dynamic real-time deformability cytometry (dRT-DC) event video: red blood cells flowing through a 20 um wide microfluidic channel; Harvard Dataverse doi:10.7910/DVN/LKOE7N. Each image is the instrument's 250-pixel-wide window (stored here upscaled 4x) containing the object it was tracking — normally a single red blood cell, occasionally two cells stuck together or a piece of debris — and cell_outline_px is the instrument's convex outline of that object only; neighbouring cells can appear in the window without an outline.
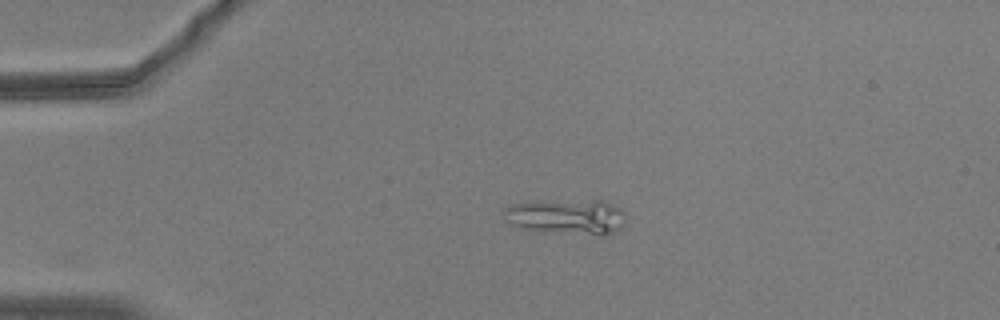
{"species": "common noctule bat (a hibernating species)", "species_latin": "Nyctalus noctula", "temperature_condition": "warm", "stored_images_in_passage": 43, "camera_frame_rate_fps": 3000, "um_per_image_px": 0.085, "animal": {"sex": "male", "body_mass_g": 20.5, "forearm_length_mm": 52.5}, "frame": {"image": 1, "passage_image": 1, "time_ms": 0.0, "image_size_px": [1000, 320], "cell_outline_px": [[624, 224], [616, 232], [588, 232], [524, 228], [512, 224], [504, 220], [504, 208], [512, 204], [592, 200], [604, 200], [620, 208]], "centroid_in_image_um": [48.16, 18.36], "position_along_channel_um": 36.8, "area_um2": 23.06}}
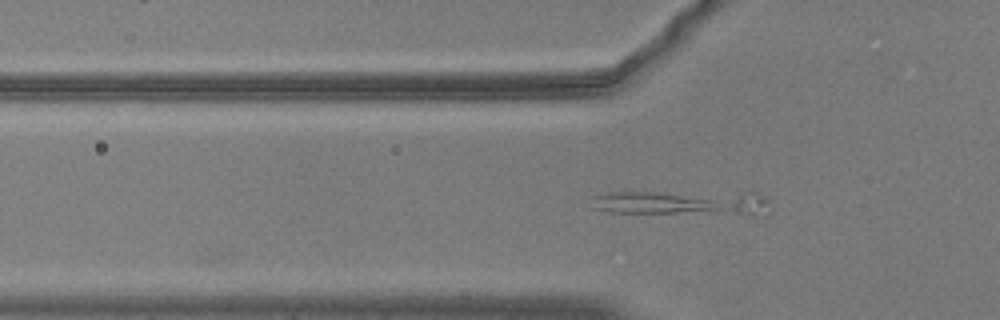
{"frame": {"image": 2, "passage_image": 7, "time_ms": 2.0, "image_size_px": [1000, 320], "cell_outline_px": [[768, 212], [764, 216], [608, 212], [592, 208], [592, 196], [612, 192], [752, 192], [768, 200]], "centroid_in_image_um": [58.06, 17.27], "position_along_channel_um": 67.7, "area_um2": 26.76}}